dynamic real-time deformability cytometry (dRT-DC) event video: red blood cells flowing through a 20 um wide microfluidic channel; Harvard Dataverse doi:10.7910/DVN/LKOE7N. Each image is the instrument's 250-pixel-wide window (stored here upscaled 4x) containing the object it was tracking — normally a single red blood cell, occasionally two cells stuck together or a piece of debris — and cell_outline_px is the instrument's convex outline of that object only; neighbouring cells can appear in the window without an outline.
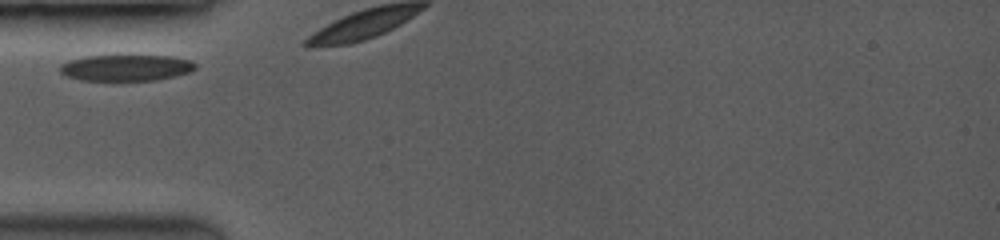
{"species": "common noctule bat (a hibernating species)", "species_latin": "Nyctalus noctula", "temperature_condition": "room temperature", "stored_images_in_passage": 5, "camera_frame_rate_fps": 3500, "um_per_image_px": 0.085, "animal": {"sex": "female", "body_mass_g": 19.0, "forearm_length_mm": 53.3}, "frame": {"image": 1, "passage_image": 1, "time_ms": 0.0, "image_size_px": [1000, 240], "cell_outline_px": [[196, 68], [188, 72], [156, 80], [80, 80], [68, 76], [60, 72], [60, 64], [68, 60], [84, 56], [172, 56], [192, 60], [196, 64]], "centroid_in_image_um": [10.7, 5.75], "position_along_channel_um": 74.3, "area_um2": 20.52}}